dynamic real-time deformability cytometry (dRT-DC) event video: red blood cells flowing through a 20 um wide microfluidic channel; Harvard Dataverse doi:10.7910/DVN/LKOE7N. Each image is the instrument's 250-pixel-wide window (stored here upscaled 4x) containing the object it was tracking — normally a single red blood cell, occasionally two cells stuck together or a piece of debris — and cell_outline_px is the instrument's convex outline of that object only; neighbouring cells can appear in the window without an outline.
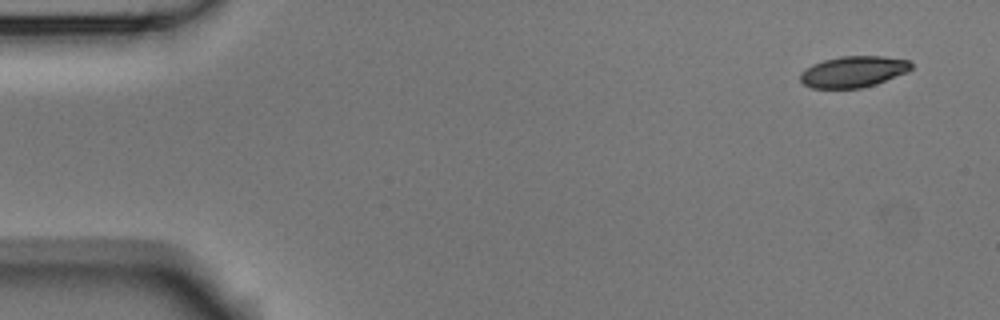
{"species": "Egyptian fruit bat (a non-hibernating species)", "species_latin": "Rousettus aegyptiacus", "temperature_condition": "room temperature", "stored_images_in_passage": 4, "camera_frame_rate_fps": 3000, "um_per_image_px": 0.085, "animal": {"sex": "male"}, "frame": {"image": 1, "passage_image": 1, "time_ms": 0.0, "image_size_px": [1000, 320], "cell_outline_px": [[912, 68], [908, 72], [876, 84], [860, 88], [812, 88], [804, 84], [800, 80], [800, 72], [812, 64], [824, 60], [840, 56], [884, 56], [908, 60], [912, 64]], "centroid_in_image_um": [72.54, 6.09], "position_along_channel_um": 12.5, "area_um2": 20.23}}